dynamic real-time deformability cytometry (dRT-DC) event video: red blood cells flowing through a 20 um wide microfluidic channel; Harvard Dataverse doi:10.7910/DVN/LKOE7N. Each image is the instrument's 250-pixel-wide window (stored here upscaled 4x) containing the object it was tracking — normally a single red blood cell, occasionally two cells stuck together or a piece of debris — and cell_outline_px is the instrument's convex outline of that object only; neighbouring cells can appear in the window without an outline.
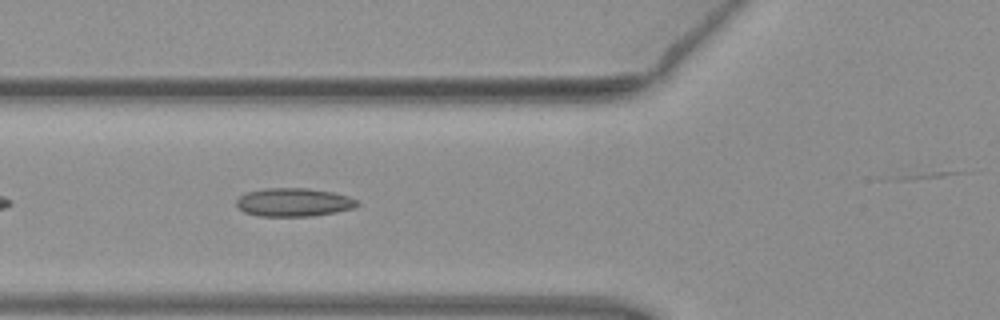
{"species": "common noctule bat (a hibernating species)", "species_latin": "Nyctalus noctula", "temperature_condition": "warm", "stored_images_in_passage": 7, "camera_frame_rate_fps": 3000, "um_per_image_px": 0.085, "animal": {"sex": "female", "body_mass_g": 19.3, "forearm_length_mm": 54.1}, "frame": {"image": 1, "passage_image": 5, "time_ms": 1.333, "image_size_px": [1000, 320], "cell_outline_px": [[360, 204], [352, 208], [336, 212], [312, 216], [256, 216], [244, 212], [236, 204], [236, 200], [240, 196], [248, 192], [264, 188], [308, 188], [332, 192], [348, 196], [356, 200]], "centroid_in_image_um": [24.95, 17.19], "position_along_channel_um": 100.8, "area_um2": 19.94}}
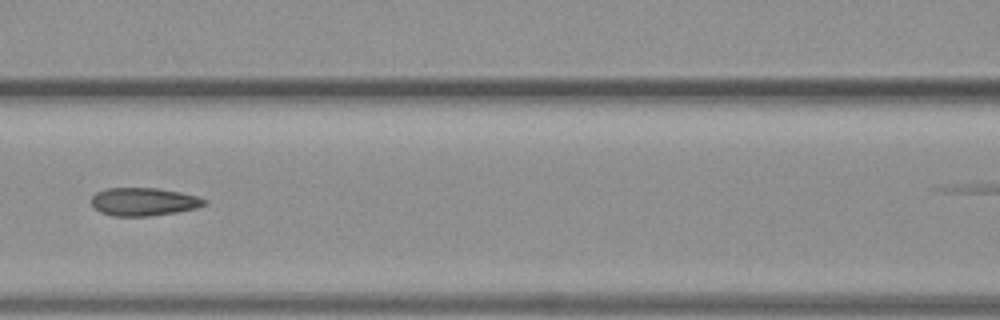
{"frame": {"image": 2, "passage_image": 6, "time_ms": 1.667, "image_size_px": [1000, 320], "cell_outline_px": [[208, 204], [196, 208], [176, 212], [148, 216], [112, 216], [100, 212], [92, 204], [92, 196], [96, 192], [104, 188], [156, 188], [180, 192], [196, 196], [208, 200]], "centroid_in_image_um": [12.22, 17.14], "position_along_channel_um": 154.4, "area_um2": 18.5}}